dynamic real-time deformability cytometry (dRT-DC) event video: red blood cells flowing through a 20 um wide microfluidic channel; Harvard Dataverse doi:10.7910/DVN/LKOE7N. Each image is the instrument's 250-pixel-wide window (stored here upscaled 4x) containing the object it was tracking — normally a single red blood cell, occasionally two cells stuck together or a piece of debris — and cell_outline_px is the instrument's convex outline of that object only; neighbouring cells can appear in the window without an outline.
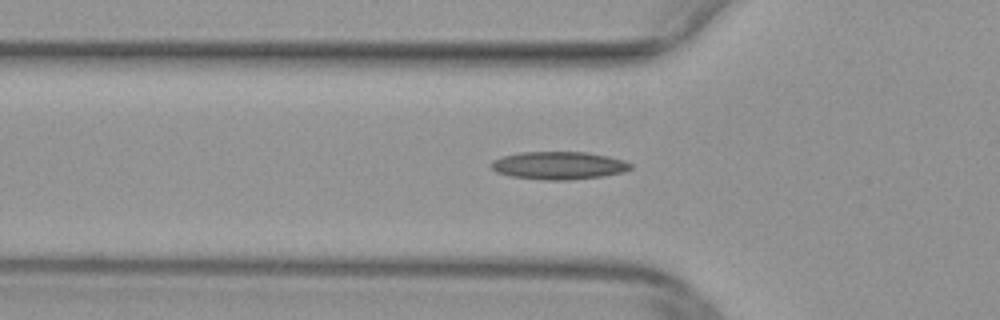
{"species": "common noctule bat (a hibernating species)", "species_latin": "Nyctalus noctula", "temperature_condition": "warm", "stored_images_in_passage": 44, "camera_frame_rate_fps": 3000, "um_per_image_px": 0.085, "animal": {"sex": "female", "body_mass_g": 29.2, "forearm_length_mm": 56.3}, "frame": {"image": 1, "passage_image": 16, "time_ms": 5.0, "image_size_px": [1000, 320], "cell_outline_px": [[632, 168], [620, 172], [600, 176], [568, 180], [544, 180], [512, 176], [496, 172], [492, 168], [492, 160], [500, 156], [520, 152], [588, 152], [608, 156], [624, 160], [632, 164]], "centroid_in_image_um": [47.46, 14.05], "position_along_channel_um": 78.3, "area_um2": 22.48}}
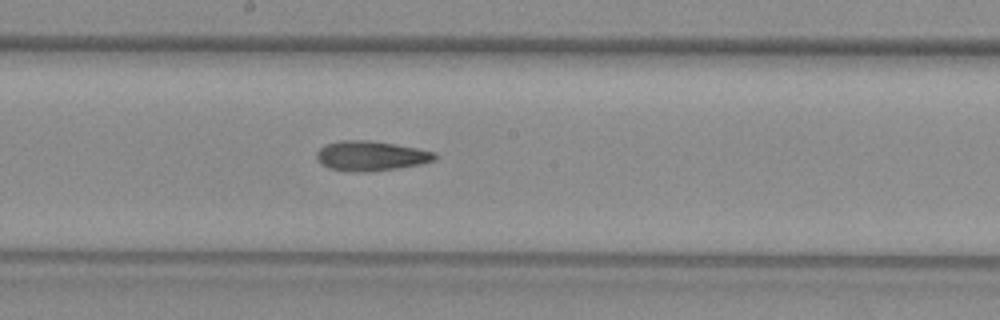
{"frame": {"image": 2, "passage_image": 26, "time_ms": 8.333, "image_size_px": [1000, 320], "cell_outline_px": [[436, 160], [420, 164], [396, 168], [368, 172], [352, 172], [328, 168], [320, 164], [316, 156], [316, 152], [324, 144], [340, 140], [368, 140], [396, 144], [436, 152]], "centroid_in_image_um": [31.49, 13.25], "position_along_channel_um": 216.7, "area_um2": 20.69}}
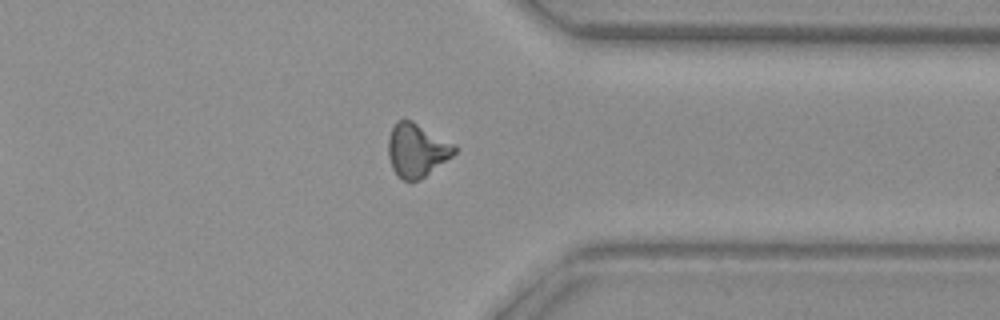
{"frame": {"image": 3, "passage_image": 38, "time_ms": 12.333, "image_size_px": [1000, 320], "cell_outline_px": [[456, 152], [452, 156], [420, 180], [404, 180], [396, 176], [392, 168], [388, 156], [388, 136], [396, 120], [412, 120], [456, 144]], "centroid_in_image_um": [35.42, 12.76], "position_along_channel_um": 376.0, "area_um2": 20.81}}